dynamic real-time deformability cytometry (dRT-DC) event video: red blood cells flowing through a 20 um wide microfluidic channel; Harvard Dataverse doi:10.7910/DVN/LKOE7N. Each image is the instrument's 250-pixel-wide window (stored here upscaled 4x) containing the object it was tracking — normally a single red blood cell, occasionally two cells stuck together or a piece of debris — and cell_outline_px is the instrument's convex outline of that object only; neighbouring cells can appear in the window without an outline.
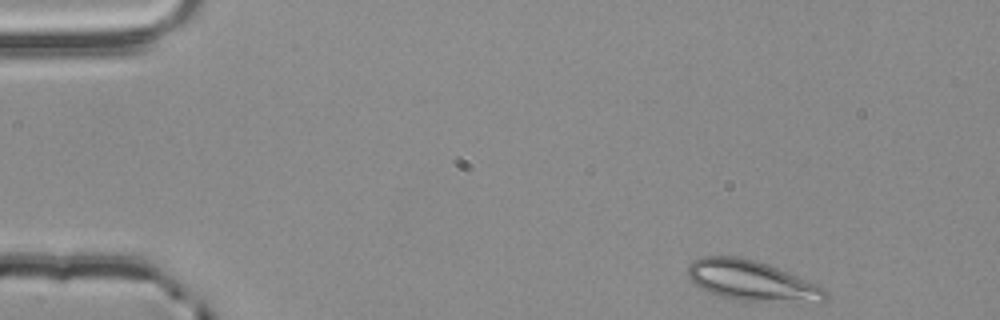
{"species": "common noctule bat (a hibernating species)", "species_latin": "Nyctalus noctula", "temperature_condition": "room temperature", "stored_images_in_passage": 3, "camera_frame_rate_fps": 3000, "um_per_image_px": 0.085, "animal": {"sex": "male", "body_mass_g": 20.4}, "frame": {"image": 1, "passage_image": 1, "time_ms": 0.0, "image_size_px": [1000, 320], "cell_outline_px": [[828, 300], [820, 304], [792, 304], [740, 300], [720, 296], [708, 292], [700, 288], [688, 276], [688, 264], [692, 260], [704, 256], [736, 256], [756, 260], [768, 264], [816, 284], [824, 288], [828, 292]], "centroid_in_image_um": [64.0, 23.91], "position_along_channel_um": 21.0, "area_um2": 33.12}}